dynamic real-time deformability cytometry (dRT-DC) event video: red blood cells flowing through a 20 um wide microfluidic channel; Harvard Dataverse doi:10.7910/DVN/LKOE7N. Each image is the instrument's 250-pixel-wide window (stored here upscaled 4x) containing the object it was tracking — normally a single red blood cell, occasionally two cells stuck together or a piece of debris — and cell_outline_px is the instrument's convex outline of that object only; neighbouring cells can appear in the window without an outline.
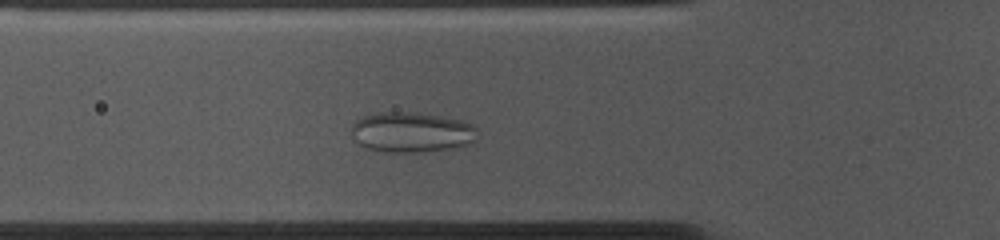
{"species": "common noctule bat (a hibernating species)", "species_latin": "Nyctalus noctula", "temperature_condition": "cold", "stored_images_in_passage": 33, "camera_frame_rate_fps": 3000, "um_per_image_px": 0.085, "animal": {"sex": "female", "body_mass_g": 10.0, "forearm_length_mm": 53.1}, "frame": {"image": 1, "passage_image": 7, "time_ms": 2.0, "image_size_px": [1000, 240], "cell_outline_px": [[480, 136], [476, 140], [468, 144], [456, 148], [412, 152], [388, 152], [368, 148], [360, 144], [352, 136], [352, 124], [356, 120], [364, 116], [380, 112], [416, 112], [440, 116], [460, 120], [472, 124], [476, 128]], "centroid_in_image_um": [35.02, 11.23], "position_along_channel_um": 90.8, "area_um2": 29.59}}
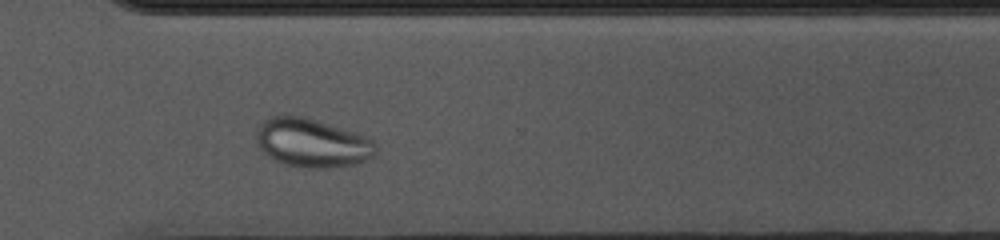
{"frame": {"image": 2, "passage_image": 28, "time_ms": 9.0, "image_size_px": [1000, 240], "cell_outline_px": [[376, 152], [372, 156], [360, 164], [328, 168], [312, 168], [284, 164], [268, 156], [256, 144], [256, 128], [264, 120], [272, 116], [300, 116], [316, 120], [368, 136], [376, 144]], "centroid_in_image_um": [26.54, 12.15], "position_along_channel_um": 344.1, "area_um2": 33.93}}
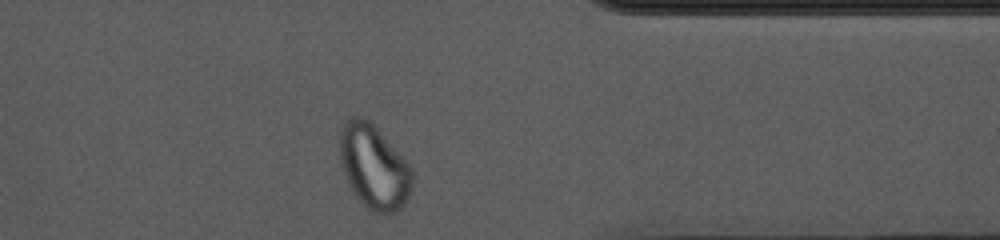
{"frame": {"image": 3, "passage_image": 32, "time_ms": 10.333, "image_size_px": [1000, 240], "cell_outline_px": [[412, 188], [404, 204], [396, 212], [384, 216], [372, 212], [352, 192], [348, 184], [344, 172], [340, 156], [340, 132], [344, 124], [352, 116], [356, 116], [368, 120], [380, 132], [412, 168]], "centroid_in_image_um": [31.79, 14.24], "position_along_channel_um": 379.6, "area_um2": 35.14}, "authors_computed_cell_mechanics": {"area_um2": 29.5936, "velocity_mm_per_s": 3.6088, "shape_relaxation_time_tau1_ms": 11.2202, "shape_relaxation_time_tau2_ms": null, "deformation_change_tau1": 0.1474, "deformation_change_tau2": null}}